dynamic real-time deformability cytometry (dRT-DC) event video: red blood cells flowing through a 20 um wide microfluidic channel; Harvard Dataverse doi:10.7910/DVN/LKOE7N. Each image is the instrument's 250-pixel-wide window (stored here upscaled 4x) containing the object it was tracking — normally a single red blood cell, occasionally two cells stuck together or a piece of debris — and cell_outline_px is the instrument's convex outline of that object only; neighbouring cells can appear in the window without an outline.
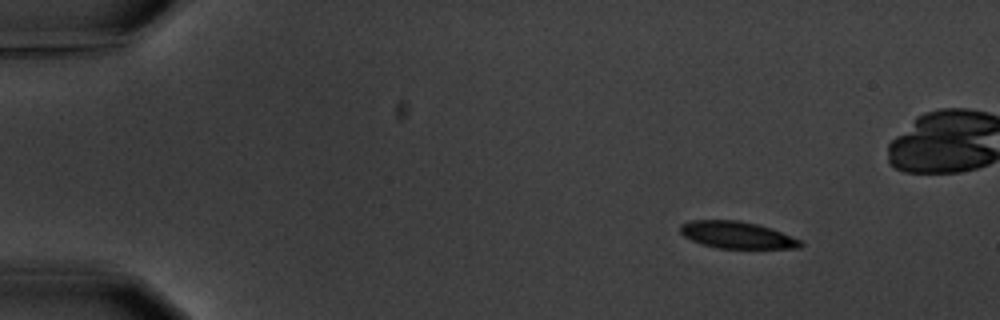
{"species": "common noctule bat (a hibernating species)", "species_latin": "Nyctalus noctula", "temperature_condition": "warm", "stored_images_in_passage": 6, "camera_frame_rate_fps": 3000, "um_per_image_px": 0.085, "animal": {"sex": "male", "body_mass_g": 20.1, "forearm_length_mm": 53.5}, "frame": {"image": 1, "passage_image": 2, "time_ms": 1.333, "image_size_px": [1000, 320], "cell_outline_px": [[804, 244], [800, 248], [716, 248], [700, 244], [684, 236], [680, 232], [680, 224], [692, 220], [740, 220], [772, 228], [800, 240]], "centroid_in_image_um": [62.62, 19.97], "position_along_channel_um": 22.4, "area_um2": 18.9}}
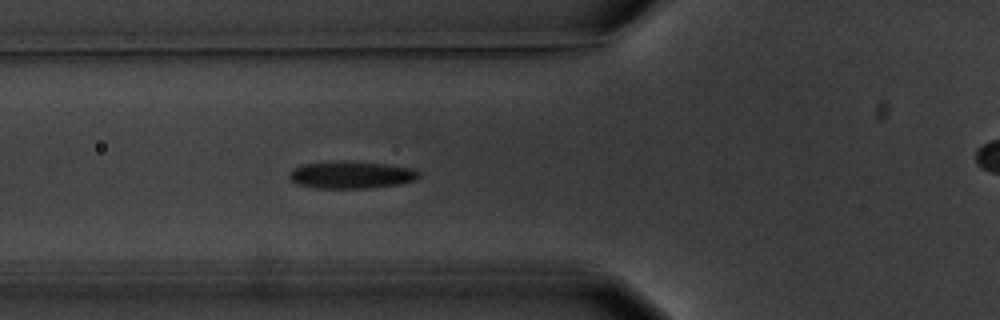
{"frame": {"image": 2, "passage_image": 6, "time_ms": 6.0, "image_size_px": [1000, 320], "cell_outline_px": [[420, 176], [416, 180], [400, 184], [368, 188], [312, 188], [296, 184], [288, 176], [288, 172], [292, 168], [304, 164], [388, 164], [412, 168], [420, 172]], "centroid_in_image_um": [29.88, 14.92], "position_along_channel_um": 95.9, "area_um2": 19.71}}